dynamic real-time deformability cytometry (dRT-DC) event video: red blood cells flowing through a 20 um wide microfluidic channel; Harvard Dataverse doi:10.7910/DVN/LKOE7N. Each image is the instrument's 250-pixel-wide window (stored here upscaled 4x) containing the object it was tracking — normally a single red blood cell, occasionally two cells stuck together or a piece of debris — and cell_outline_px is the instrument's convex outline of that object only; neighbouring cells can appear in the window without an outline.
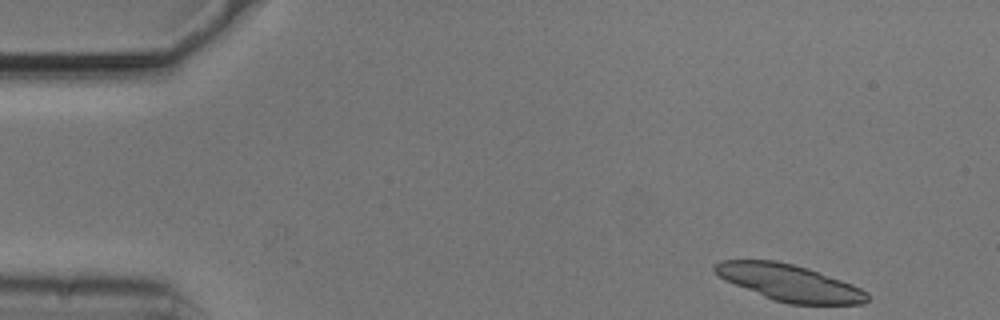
{"species": "common noctule bat (a hibernating species)", "species_latin": "Nyctalus noctula", "temperature_condition": "cold", "stored_images_in_passage": 37, "camera_frame_rate_fps": 3000, "um_per_image_px": 0.085, "animal": {"sex": "male", "body_mass_g": 20.5, "forearm_length_mm": 52.5}, "frame": {"image": 1, "passage_image": 1, "time_ms": 0.0, "image_size_px": [1000, 320], "cell_outline_px": [[872, 296], [864, 304], [788, 304], [772, 300], [736, 284], [720, 276], [712, 268], [712, 264], [720, 260], [776, 260], [808, 268], [852, 284], [868, 292]], "centroid_in_image_um": [67.14, 24.03], "position_along_channel_um": 17.9, "area_um2": 32.31}}
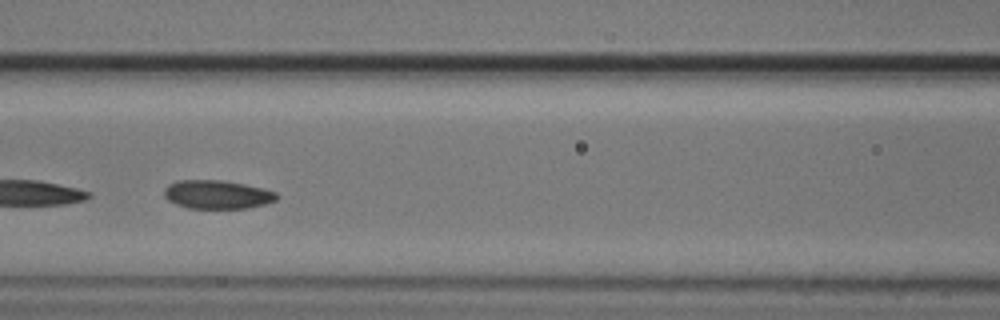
{"frame": {"image": 2, "passage_image": 20, "time_ms": 6.333, "image_size_px": [1000, 320], "cell_outline_px": [[280, 196], [276, 200], [264, 204], [248, 208], [188, 208], [176, 204], [168, 200], [164, 196], [164, 188], [168, 184], [176, 180], [224, 180], [264, 188], [276, 192]], "centroid_in_image_um": [18.46, 16.52], "position_along_channel_um": 148.1, "area_um2": 18.9}}